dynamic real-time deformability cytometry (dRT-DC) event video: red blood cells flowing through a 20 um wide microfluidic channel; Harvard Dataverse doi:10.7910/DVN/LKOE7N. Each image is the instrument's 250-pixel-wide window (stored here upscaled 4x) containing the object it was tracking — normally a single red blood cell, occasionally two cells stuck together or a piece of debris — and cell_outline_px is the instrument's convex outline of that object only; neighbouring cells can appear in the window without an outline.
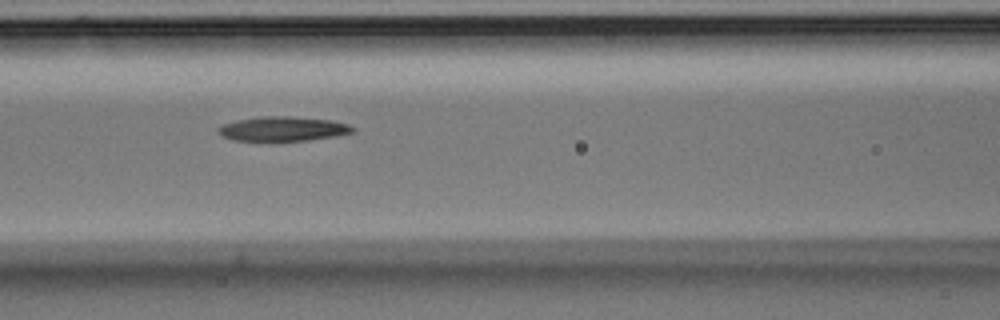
{"species": "Egyptian fruit bat (a non-hibernating species)", "species_latin": "Rousettus aegyptiacus", "temperature_condition": "room temperature", "stored_images_in_passage": 44, "camera_frame_rate_fps": 3000, "um_per_image_px": 0.085, "animal": {"sex": "male"}, "frame": {"image": 1, "passage_image": 15, "time_ms": 4.667, "image_size_px": [1000, 320], "cell_outline_px": [[356, 132], [336, 136], [308, 140], [232, 140], [216, 132], [216, 128], [224, 124], [236, 120], [260, 116], [292, 116], [332, 120], [348, 124], [356, 128]], "centroid_in_image_um": [24.08, 10.93], "position_along_channel_um": 142.5, "area_um2": 19.25}}
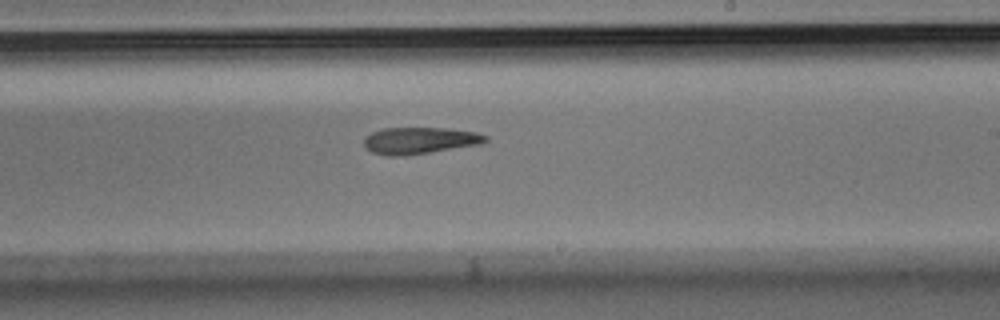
{"frame": {"image": 2, "passage_image": 24, "time_ms": 7.667, "image_size_px": [1000, 320], "cell_outline_px": [[488, 140], [480, 144], [428, 152], [400, 156], [388, 156], [372, 152], [364, 148], [364, 136], [372, 132], [384, 128], [448, 128], [476, 132], [488, 136]], "centroid_in_image_um": [35.64, 11.94], "position_along_channel_um": 253.4, "area_um2": 18.84}}
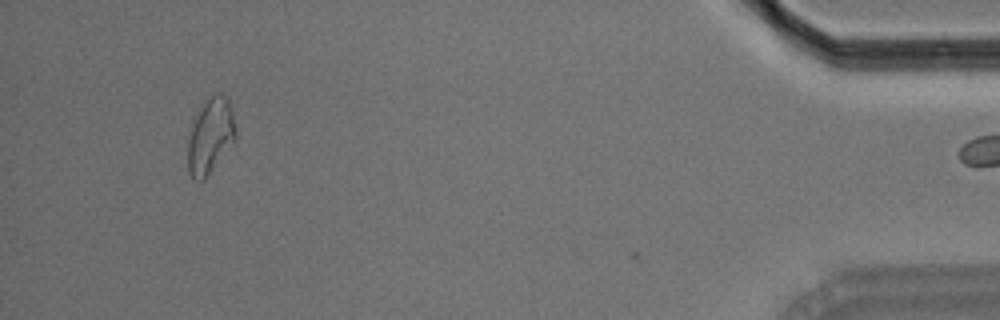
{"frame": {"image": 3, "passage_image": 43, "time_ms": 14.0, "image_size_px": [1000, 320], "cell_outline_px": [[236, 140], [204, 180], [192, 180], [188, 172], [188, 136], [192, 124], [204, 100], [212, 92], [220, 92], [228, 96], [236, 124]], "centroid_in_image_um": [17.9, 11.51], "position_along_channel_um": 417.3, "area_um2": 21.56}}